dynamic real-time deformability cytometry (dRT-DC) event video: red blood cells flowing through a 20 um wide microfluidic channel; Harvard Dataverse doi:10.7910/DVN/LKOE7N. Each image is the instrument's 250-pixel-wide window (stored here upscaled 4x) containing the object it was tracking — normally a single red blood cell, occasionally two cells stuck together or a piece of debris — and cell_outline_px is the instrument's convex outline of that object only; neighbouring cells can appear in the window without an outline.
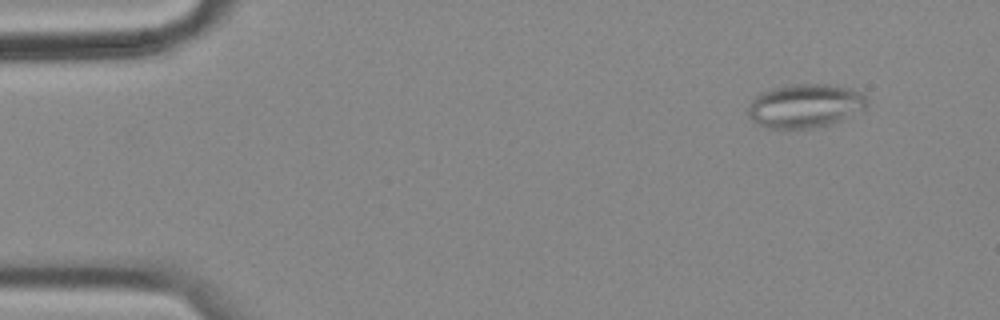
{"species": "common noctule bat (a hibernating species)", "species_latin": "Nyctalus noctula", "temperature_condition": "cold", "stored_images_in_passage": 56, "camera_frame_rate_fps": 3000, "um_per_image_px": 0.085, "animal": {"sex": "female", "body_mass_g": 18.4}, "frame": {"image": 1, "passage_image": 5, "time_ms": 1.333, "image_size_px": [1000, 320], "cell_outline_px": [[868, 104], [864, 108], [840, 120], [828, 124], [812, 128], [772, 128], [760, 124], [752, 120], [748, 116], [748, 108], [752, 100], [760, 92], [772, 88], [792, 84], [832, 84], [852, 88], [864, 92], [868, 100]], "centroid_in_image_um": [68.46, 8.96], "position_along_channel_um": 16.5, "area_um2": 30.29}}
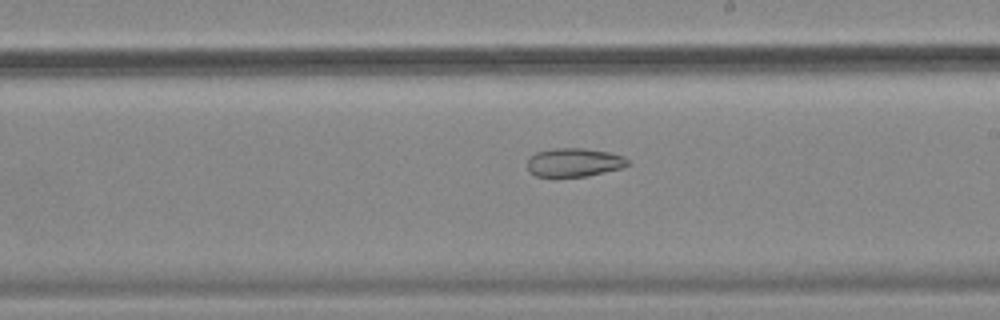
{"frame": {"image": 2, "passage_image": 32, "time_ms": 10.333, "image_size_px": [1000, 320], "cell_outline_px": [[632, 164], [624, 168], [588, 176], [556, 180], [536, 176], [528, 168], [528, 160], [536, 152], [552, 148], [584, 148], [608, 152], [624, 156]], "centroid_in_image_um": [48.82, 13.85], "position_along_channel_um": 240.2, "area_um2": 17.51}}
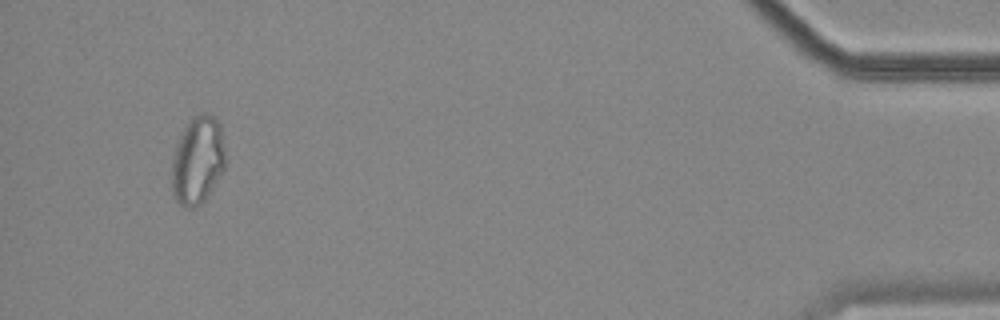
{"frame": {"image": 3, "passage_image": 53, "time_ms": 17.333, "image_size_px": [1000, 320], "cell_outline_px": [[228, 160], [224, 168], [204, 200], [200, 204], [192, 208], [184, 208], [176, 200], [172, 192], [172, 156], [176, 144], [184, 128], [192, 116], [200, 112], [204, 112], [216, 116], [220, 124]], "centroid_in_image_um": [16.82, 13.58], "position_along_channel_um": 418.4, "area_um2": 27.92}, "authors_computed_cell_mechanics": {"area_um2": 24.9985, "velocity_mm_per_s": 3.5697, "shape_relaxation_time_tau1_ms": null, "shape_relaxation_time_tau2_ms": 7.0566, "deformation_change_tau1": null, "deformation_change_tau2": 0.1398}}